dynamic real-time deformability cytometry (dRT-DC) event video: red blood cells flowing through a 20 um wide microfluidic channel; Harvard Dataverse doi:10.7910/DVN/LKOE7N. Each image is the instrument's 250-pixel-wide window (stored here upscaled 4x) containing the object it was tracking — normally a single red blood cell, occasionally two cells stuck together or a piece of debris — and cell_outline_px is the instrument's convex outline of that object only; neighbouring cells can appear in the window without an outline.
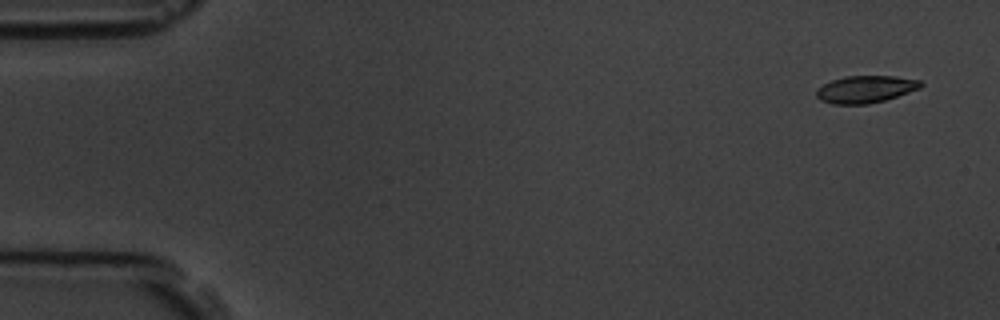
{"species": "common noctule bat (a hibernating species)", "species_latin": "Nyctalus noctula", "temperature_condition": "room temperature", "stored_images_in_passage": 5, "camera_frame_rate_fps": 3000, "um_per_image_px": 0.085, "animal": {"sex": "male", "body_mass_g": 19.5, "forearm_length_mm": 54.6}, "frame": {"image": 1, "passage_image": 1, "time_ms": 0.0, "image_size_px": [1000, 320], "cell_outline_px": [[924, 84], [920, 88], [884, 100], [868, 104], [832, 104], [820, 100], [816, 96], [816, 88], [832, 80], [844, 76], [896, 76], [920, 80]], "centroid_in_image_um": [73.55, 7.58], "position_along_channel_um": 11.5, "area_um2": 16.53}}
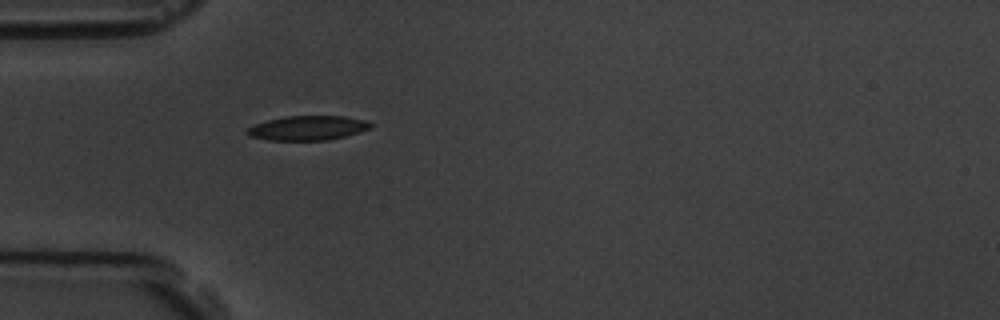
{"frame": {"image": 2, "passage_image": 5, "time_ms": 4.667, "image_size_px": [1000, 320], "cell_outline_px": [[372, 128], [360, 132], [328, 140], [268, 140], [248, 136], [248, 128], [256, 124], [268, 120], [284, 116], [344, 116], [364, 120], [372, 124]], "centroid_in_image_um": [26.18, 10.88], "position_along_channel_um": 58.8, "area_um2": 17.46}}